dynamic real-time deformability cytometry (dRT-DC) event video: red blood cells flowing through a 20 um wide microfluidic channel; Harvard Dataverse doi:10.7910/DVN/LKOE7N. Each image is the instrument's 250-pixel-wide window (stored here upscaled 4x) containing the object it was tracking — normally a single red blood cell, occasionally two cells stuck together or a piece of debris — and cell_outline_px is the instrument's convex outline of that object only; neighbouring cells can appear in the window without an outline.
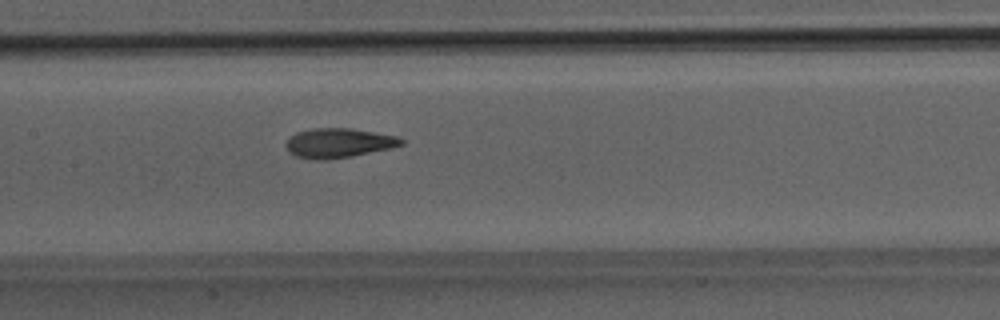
{"species": "Egyptian fruit bat (a non-hibernating species)", "species_latin": "Rousettus aegyptiacus", "temperature_condition": "room temperature", "stored_images_in_passage": 24, "camera_frame_rate_fps": 3000, "um_per_image_px": 0.085, "animal": {"sex": "male"}, "frame": {"image": 1, "passage_image": 16, "time_ms": 5.0, "image_size_px": [1000, 320], "cell_outline_px": [[404, 144], [392, 148], [352, 156], [328, 160], [316, 160], [296, 156], [288, 152], [284, 144], [288, 136], [296, 132], [312, 128], [352, 128], [396, 136], [404, 140]], "centroid_in_image_um": [28.73, 12.15], "position_along_channel_um": 178.7, "area_um2": 20.11}}